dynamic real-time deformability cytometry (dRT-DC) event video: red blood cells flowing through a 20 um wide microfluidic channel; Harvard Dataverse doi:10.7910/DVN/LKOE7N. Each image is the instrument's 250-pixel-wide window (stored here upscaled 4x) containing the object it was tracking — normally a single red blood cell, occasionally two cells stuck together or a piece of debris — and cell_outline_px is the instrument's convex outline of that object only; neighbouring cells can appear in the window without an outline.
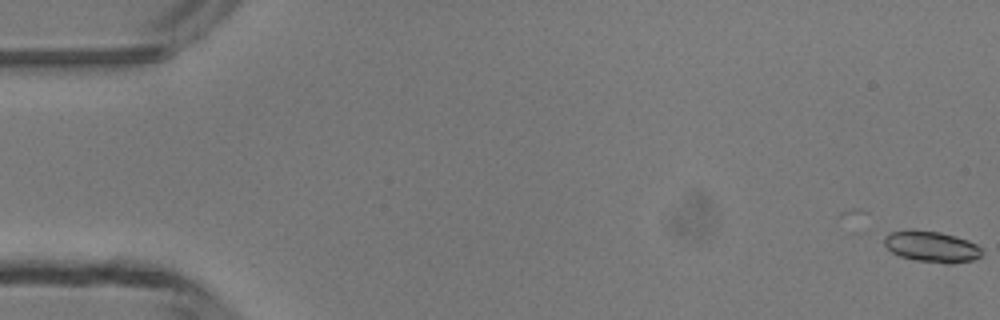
{"species": "common noctule bat (a hibernating species)", "species_latin": "Nyctalus noctula", "temperature_condition": "room temperature", "stored_images_in_passage": 4, "camera_frame_rate_fps": 3000, "um_per_image_px": 0.085, "animal": {"sex": "male", "body_mass_g": 13.3}, "frame": {"image": 1, "passage_image": 1, "time_ms": 0.0, "image_size_px": [1000, 320], "cell_outline_px": [[984, 252], [980, 256], [972, 260], [952, 264], [944, 264], [916, 260], [900, 256], [892, 252], [884, 244], [884, 236], [892, 232], [908, 228], [912, 228], [940, 232], [968, 240], [976, 244]], "centroid_in_image_um": [79.18, 20.95], "position_along_channel_um": 5.8, "area_um2": 17.92}}
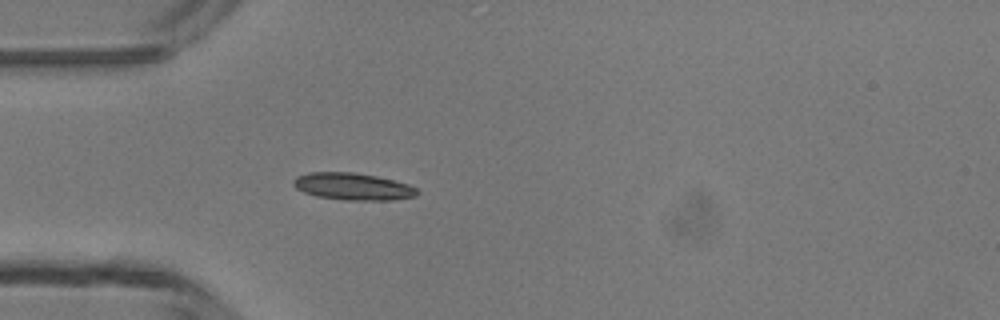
{"frame": {"image": 2, "passage_image": 4, "time_ms": 4.667, "image_size_px": [1000, 320], "cell_outline_px": [[420, 192], [416, 196], [392, 200], [344, 200], [316, 196], [304, 192], [296, 188], [292, 184], [292, 180], [296, 176], [308, 172], [352, 172], [376, 176], [408, 184], [416, 188]], "centroid_in_image_um": [29.97, 15.85], "position_along_channel_um": 55.0, "area_um2": 19.59}}